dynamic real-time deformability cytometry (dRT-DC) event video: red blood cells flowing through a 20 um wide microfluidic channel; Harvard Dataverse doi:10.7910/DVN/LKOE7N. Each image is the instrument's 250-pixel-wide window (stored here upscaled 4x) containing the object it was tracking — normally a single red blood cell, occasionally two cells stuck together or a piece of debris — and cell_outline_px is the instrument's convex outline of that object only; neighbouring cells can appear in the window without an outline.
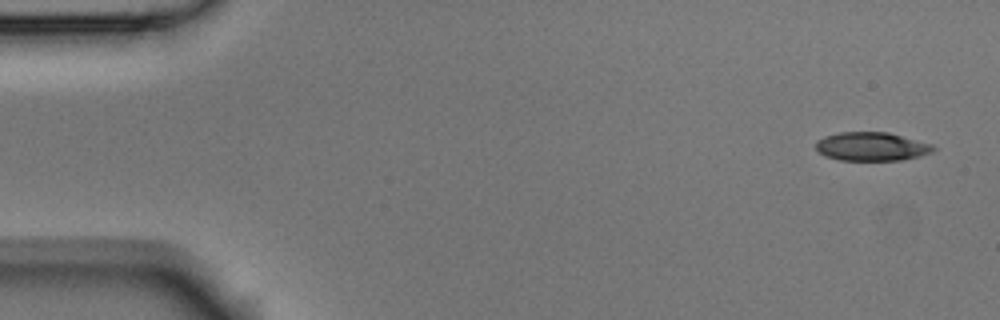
{"species": "Egyptian fruit bat (a non-hibernating species)", "species_latin": "Rousettus aegyptiacus", "temperature_condition": "room temperature", "stored_images_in_passage": 6, "camera_frame_rate_fps": 3000, "um_per_image_px": 0.085, "animal": {"sex": "male"}, "frame": {"image": 1, "passage_image": 1, "time_ms": 0.0, "image_size_px": [1000, 320], "cell_outline_px": [[936, 148], [932, 152], [920, 156], [900, 160], [840, 160], [824, 156], [816, 148], [816, 140], [824, 136], [840, 132], [888, 132], [932, 144]], "centroid_in_image_um": [74.07, 12.45], "position_along_channel_um": 10.9, "area_um2": 19.59}}
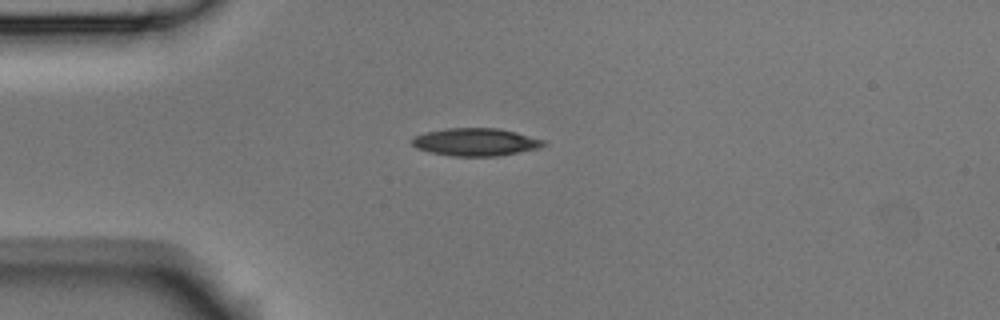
{"frame": {"image": 2, "passage_image": 4, "time_ms": 1.0, "image_size_px": [1000, 320], "cell_outline_px": [[548, 144], [540, 148], [496, 156], [452, 156], [428, 152], [416, 148], [408, 140], [412, 136], [424, 132], [444, 128], [500, 128], [516, 132], [544, 140]], "centroid_in_image_um": [40.37, 12.06], "position_along_channel_um": 44.6, "area_um2": 21.56}}
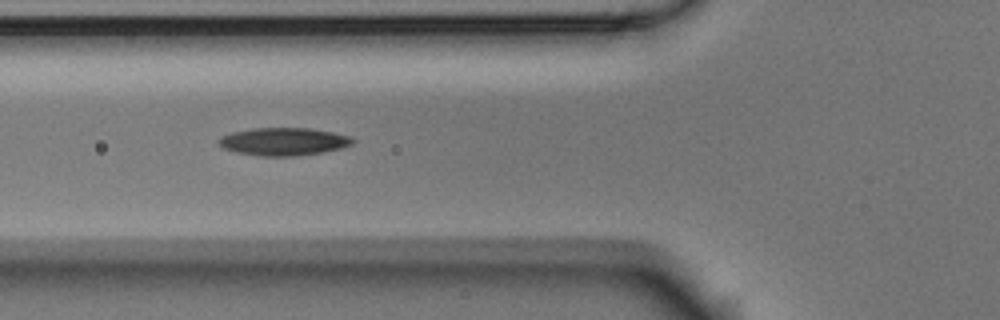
{"frame": {"image": 3, "passage_image": 6, "time_ms": 1.667, "image_size_px": [1000, 320], "cell_outline_px": [[356, 140], [352, 144], [340, 148], [324, 152], [296, 156], [260, 156], [236, 152], [224, 148], [216, 140], [232, 132], [252, 128], [308, 128], [332, 132], [352, 136]], "centroid_in_image_um": [24.14, 12.03], "position_along_channel_um": 101.7, "area_um2": 21.68}}